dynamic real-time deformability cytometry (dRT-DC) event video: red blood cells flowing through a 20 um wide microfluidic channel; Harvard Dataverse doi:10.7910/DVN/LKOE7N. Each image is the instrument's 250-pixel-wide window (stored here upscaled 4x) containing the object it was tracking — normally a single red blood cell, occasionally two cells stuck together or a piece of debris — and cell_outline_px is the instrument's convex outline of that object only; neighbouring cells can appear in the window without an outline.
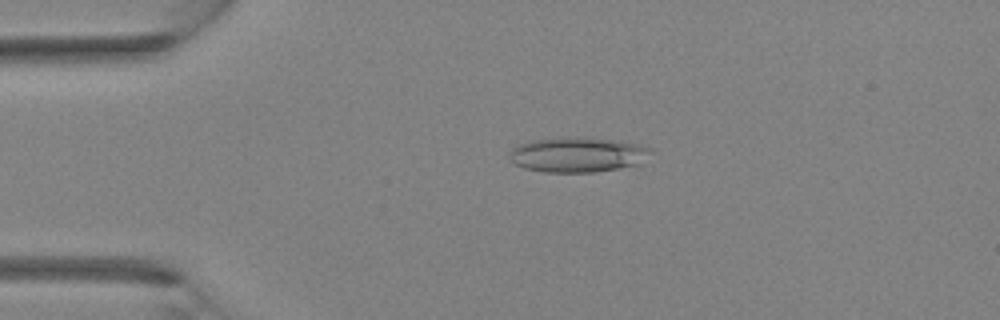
{"species": "Egyptian fruit bat (a non-hibernating species)", "species_latin": "Rousettus aegyptiacus", "temperature_condition": "room temperature", "stored_images_in_passage": 2, "camera_frame_rate_fps": 3000, "um_per_image_px": 0.085, "animal": {"sex": "female"}, "frame": {"image": 1, "passage_image": 2, "time_ms": 1.0, "image_size_px": [1000, 320], "cell_outline_px": [[652, 152], [640, 164], [620, 168], [592, 172], [544, 172], [524, 168], [508, 160], [508, 152], [512, 148], [520, 144], [532, 140], [620, 140], [652, 148]], "centroid_in_image_um": [49.09, 13.2], "position_along_channel_um": 35.9, "area_um2": 27.86}}